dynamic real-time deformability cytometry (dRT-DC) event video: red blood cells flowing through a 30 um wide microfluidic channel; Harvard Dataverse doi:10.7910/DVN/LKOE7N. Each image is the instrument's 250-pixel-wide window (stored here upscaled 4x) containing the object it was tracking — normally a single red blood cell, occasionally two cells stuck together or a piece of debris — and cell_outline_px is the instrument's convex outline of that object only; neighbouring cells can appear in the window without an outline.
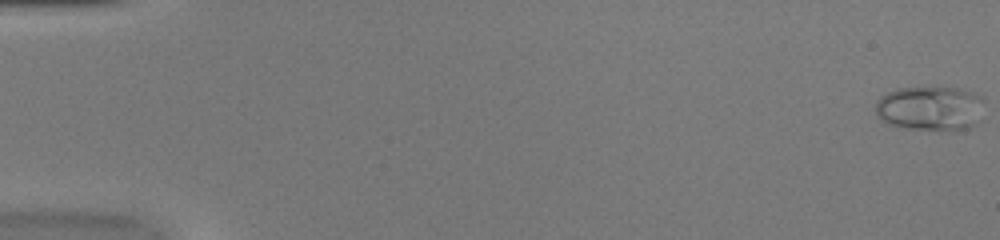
{"species": "common noctule bat (a hibernating species)", "species_latin": "Nyctalus noctula", "temperature_condition": "warm", "stored_images_in_passage": 18, "camera_frame_rate_fps": 3000, "um_per_image_px": 0.085, "animal": {"sex": "female", "body_mass_g": 20.0, "forearm_length_mm": 54.0}, "frame": {"image": 1, "passage_image": 1, "time_ms": 0.0, "image_size_px": [1000, 240], "cell_outline_px": [[984, 100], [980, 120], [976, 124], [968, 128], [908, 128], [888, 124], [880, 120], [876, 116], [876, 100], [880, 96], [896, 88], [956, 88], [972, 92], [984, 96]], "centroid_in_image_um": [79.06, 9.18], "position_along_channel_um": 5.9, "area_um2": 27.98}}